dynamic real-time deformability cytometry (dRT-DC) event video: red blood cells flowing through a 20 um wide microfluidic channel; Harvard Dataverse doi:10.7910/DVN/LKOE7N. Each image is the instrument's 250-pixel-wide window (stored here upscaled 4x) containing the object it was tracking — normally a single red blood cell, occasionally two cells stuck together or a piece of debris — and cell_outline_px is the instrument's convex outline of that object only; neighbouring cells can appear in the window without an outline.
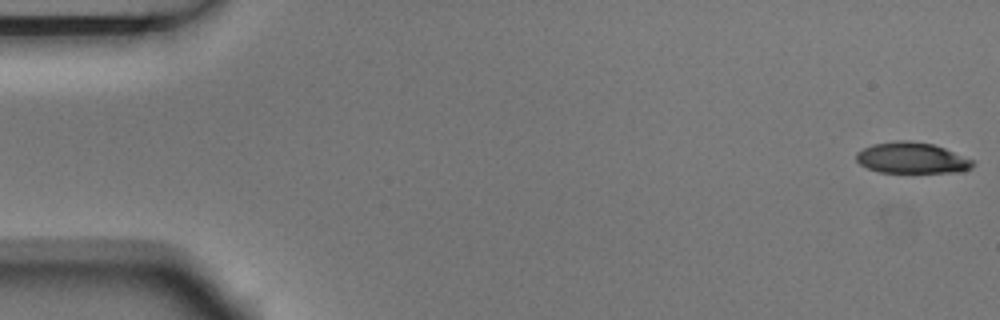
{"species": "Egyptian fruit bat (a non-hibernating species)", "species_latin": "Rousettus aegyptiacus", "temperature_condition": "room temperature", "stored_images_in_passage": 6, "camera_frame_rate_fps": 3000, "um_per_image_px": 0.085, "animal": {"sex": "male"}, "frame": {"image": 1, "passage_image": 1, "time_ms": 0.0, "image_size_px": [1000, 320], "cell_outline_px": [[972, 168], [960, 172], [880, 172], [868, 168], [860, 164], [856, 160], [856, 152], [872, 144], [896, 140], [908, 140], [932, 144], [944, 148], [972, 160]], "centroid_in_image_um": [77.46, 13.42], "position_along_channel_um": 7.5, "area_um2": 20.87}}